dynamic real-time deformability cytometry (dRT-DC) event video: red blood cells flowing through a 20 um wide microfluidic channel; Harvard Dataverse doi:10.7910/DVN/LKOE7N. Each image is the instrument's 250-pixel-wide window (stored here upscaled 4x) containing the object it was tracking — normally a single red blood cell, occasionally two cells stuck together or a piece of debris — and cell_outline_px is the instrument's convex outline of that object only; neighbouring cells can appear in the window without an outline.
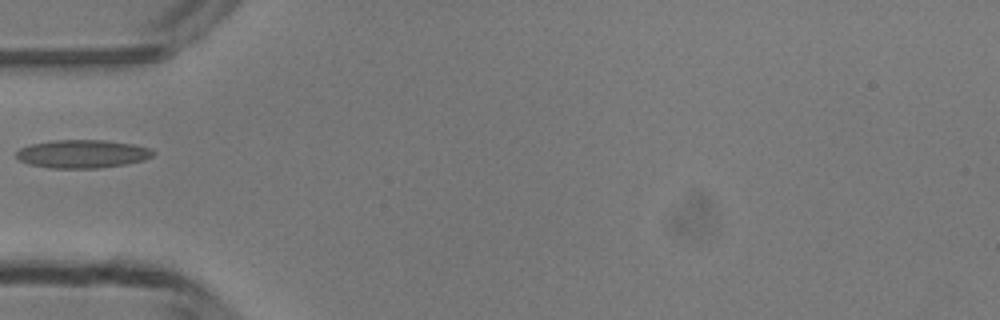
{"species": "common noctule bat (a hibernating species)", "species_latin": "Nyctalus noctula", "temperature_condition": "room temperature", "stored_images_in_passage": 33, "camera_frame_rate_fps": 3000, "um_per_image_px": 0.085, "animal": {"sex": "male", "body_mass_g": 13.3}, "frame": {"image": 1, "passage_image": 1, "time_ms": 0.0, "image_size_px": [1000, 320], "cell_outline_px": [[156, 152], [152, 156], [144, 160], [124, 164], [100, 168], [52, 168], [28, 164], [20, 160], [16, 156], [16, 152], [20, 148], [32, 144], [52, 140], [104, 140], [132, 144], [148, 148]], "centroid_in_image_um": [6.99, 13.08], "position_along_channel_um": 78.0, "area_um2": 22.37}}
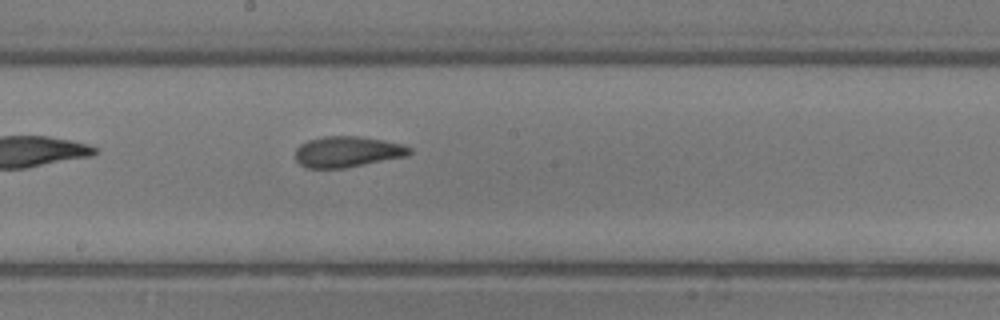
{"frame": {"image": 2, "passage_image": 11, "time_ms": 3.333, "image_size_px": [1000, 320], "cell_outline_px": [[412, 152], [408, 156], [348, 168], [308, 168], [300, 164], [296, 160], [296, 148], [300, 144], [308, 140], [324, 136], [356, 136], [384, 140], [404, 144], [412, 148]], "centroid_in_image_um": [29.57, 12.9], "position_along_channel_um": 218.6, "area_um2": 20.81}}
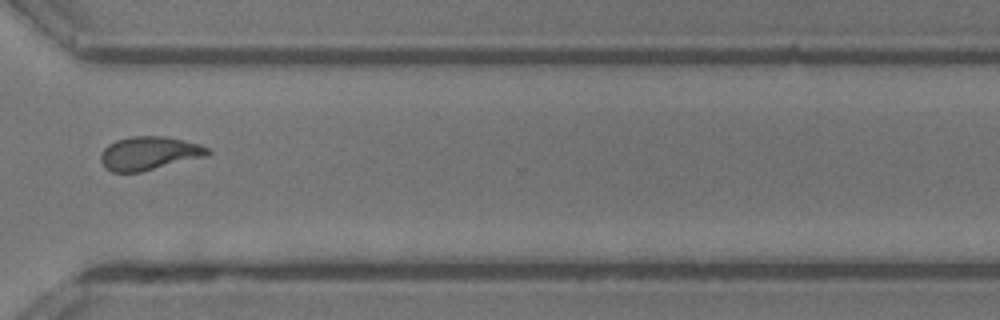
{"frame": {"image": 3, "passage_image": 21, "time_ms": 6.667, "image_size_px": [1000, 320], "cell_outline_px": [[212, 152], [208, 156], [140, 172], [112, 172], [104, 168], [100, 160], [100, 156], [104, 148], [108, 144], [116, 140], [128, 136], [164, 136], [184, 140], [200, 144], [208, 148]], "centroid_in_image_um": [12.67, 13.02], "position_along_channel_um": 357.9, "area_um2": 21.1}}